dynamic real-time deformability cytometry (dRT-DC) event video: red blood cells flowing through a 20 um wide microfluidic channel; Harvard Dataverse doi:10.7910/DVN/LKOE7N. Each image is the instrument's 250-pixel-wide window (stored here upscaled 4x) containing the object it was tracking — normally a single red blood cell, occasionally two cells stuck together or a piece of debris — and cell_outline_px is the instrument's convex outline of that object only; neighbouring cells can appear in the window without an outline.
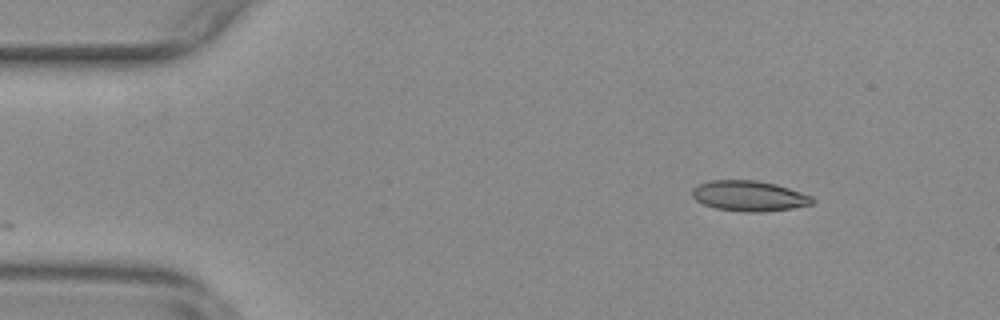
{"species": "common noctule bat (a hibernating species)", "species_latin": "Nyctalus noctula", "temperature_condition": "warm", "stored_images_in_passage": 49, "camera_frame_rate_fps": 3000, "um_per_image_px": 0.085, "animal": {"sex": "female", "body_mass_g": 29.2, "forearm_length_mm": 56.3}, "frame": {"image": 1, "passage_image": 1, "time_ms": 0.0, "image_size_px": [1000, 320], "cell_outline_px": [[816, 200], [812, 204], [792, 208], [760, 212], [744, 212], [716, 208], [704, 204], [696, 200], [692, 196], [692, 188], [708, 180], [756, 180], [776, 184], [812, 196]], "centroid_in_image_um": [63.67, 16.65], "position_along_channel_um": 21.3, "area_um2": 21.27}}
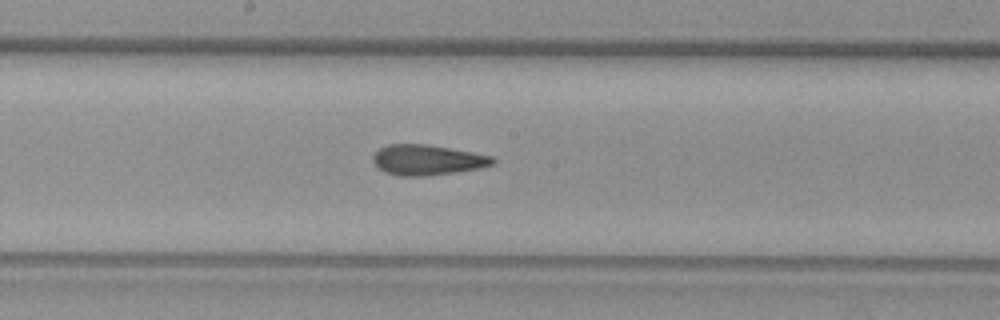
{"frame": {"image": 2, "passage_image": 23, "time_ms": 7.333, "image_size_px": [1000, 320], "cell_outline_px": [[496, 160], [492, 164], [480, 168], [456, 172], [428, 176], [400, 176], [384, 172], [376, 168], [372, 160], [372, 156], [380, 148], [388, 144], [428, 144], [472, 152], [492, 156]], "centroid_in_image_um": [36.28, 13.6], "position_along_channel_um": 211.9, "area_um2": 21.33}}
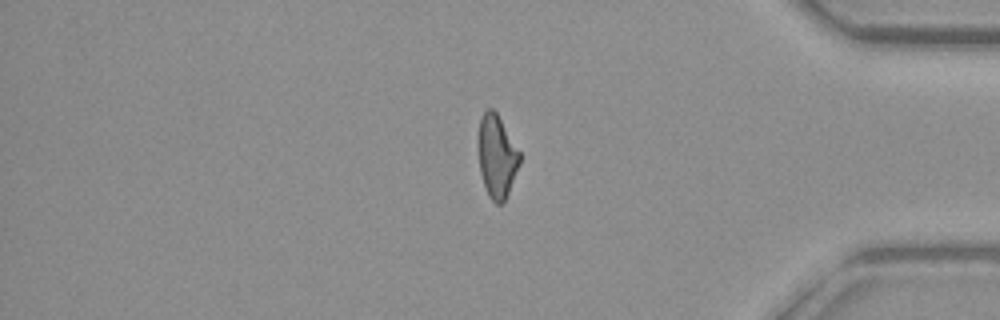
{"frame": {"image": 3, "passage_image": 40, "time_ms": 13.0, "image_size_px": [1000, 320], "cell_outline_px": [[520, 164], [504, 204], [496, 204], [488, 196], [480, 172], [476, 140], [476, 136], [480, 116], [488, 108], [492, 108], [496, 112], [520, 152]], "centroid_in_image_um": [42.19, 13.28], "position_along_channel_um": 393.0, "area_um2": 20.46}, "authors_computed_cell_mechanics": {"area_um2": 21.2126, "velocity_mm_per_s": 3.717, "shape_relaxation_time_tau1_ms": null, "shape_relaxation_time_tau2_ms": 3.2101, "deformation_change_tau1": null, "deformation_change_tau2": 0.1162}}